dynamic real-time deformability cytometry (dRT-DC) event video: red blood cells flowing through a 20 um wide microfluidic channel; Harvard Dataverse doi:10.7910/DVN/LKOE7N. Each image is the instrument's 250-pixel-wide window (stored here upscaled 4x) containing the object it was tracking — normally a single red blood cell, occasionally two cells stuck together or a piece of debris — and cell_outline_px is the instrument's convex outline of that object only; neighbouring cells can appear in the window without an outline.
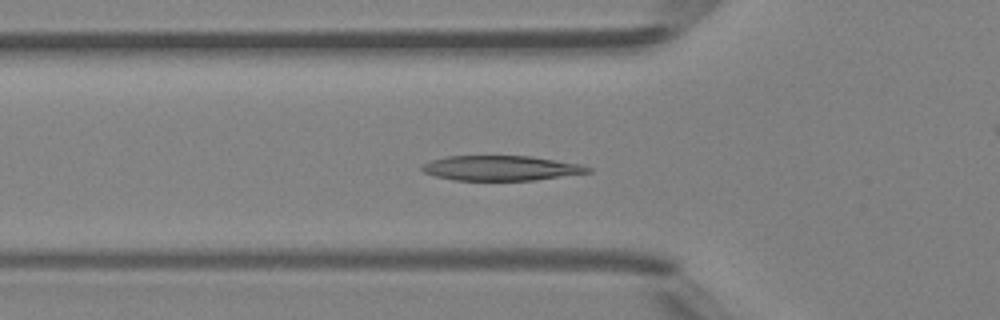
{"species": "Egyptian fruit bat (a non-hibernating species)", "species_latin": "Rousettus aegyptiacus", "temperature_condition": "room temperature", "stored_images_in_passage": 47, "camera_frame_rate_fps": 3000, "um_per_image_px": 0.085, "animal": {"sex": "female"}, "frame": {"image": 1, "passage_image": 16, "time_ms": 5.0, "image_size_px": [1000, 320], "cell_outline_px": [[592, 172], [536, 180], [452, 180], [436, 176], [424, 172], [420, 168], [424, 164], [432, 160], [444, 156], [532, 156], [580, 164], [592, 168]], "centroid_in_image_um": [42.6, 14.29], "position_along_channel_um": 83.2, "area_um2": 24.1}}
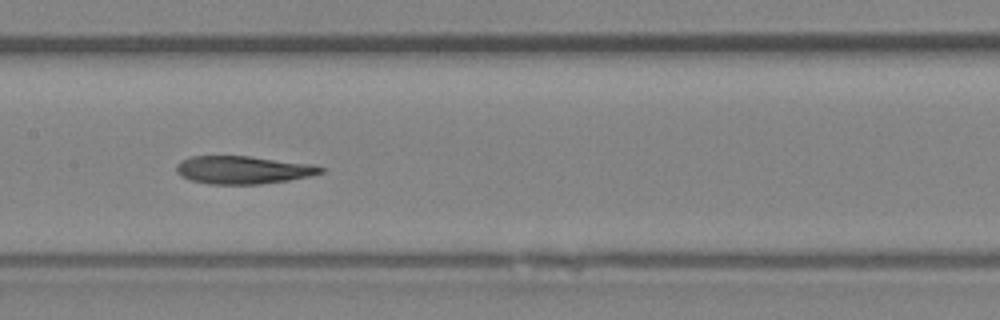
{"frame": {"image": 2, "passage_image": 23, "time_ms": 7.333, "image_size_px": [1000, 320], "cell_outline_px": [[324, 172], [308, 176], [288, 180], [260, 184], [208, 184], [192, 180], [180, 176], [176, 172], [176, 164], [180, 160], [192, 156], [248, 156], [316, 164], [324, 168]], "centroid_in_image_um": [20.65, 14.43], "position_along_channel_um": 186.7, "area_um2": 23.58}}
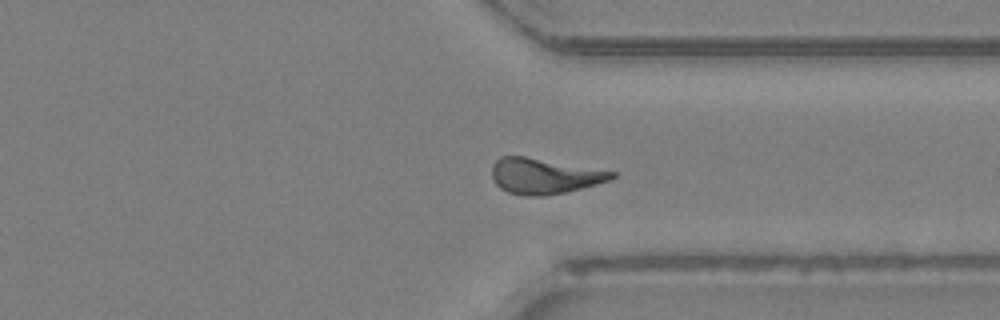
{"frame": {"image": 3, "passage_image": 35, "time_ms": 11.333, "image_size_px": [1000, 320], "cell_outline_px": [[616, 176], [608, 180], [596, 184], [564, 192], [544, 196], [524, 196], [508, 192], [500, 188], [496, 184], [492, 176], [492, 164], [500, 156], [524, 156], [616, 172]], "centroid_in_image_um": [46.21, 14.96], "position_along_channel_um": 365.2, "area_um2": 24.57}, "authors_computed_cell_mechanics": {"area_um2": 24.1604, "velocity_mm_per_s": 4.4346, "shape_relaxation_time_tau1_ms": 8.7077, "shape_relaxation_time_tau2_ms": 4.3751, "deformation_change_tau1": 0.261, "deformation_change_tau2": 0.1552}}